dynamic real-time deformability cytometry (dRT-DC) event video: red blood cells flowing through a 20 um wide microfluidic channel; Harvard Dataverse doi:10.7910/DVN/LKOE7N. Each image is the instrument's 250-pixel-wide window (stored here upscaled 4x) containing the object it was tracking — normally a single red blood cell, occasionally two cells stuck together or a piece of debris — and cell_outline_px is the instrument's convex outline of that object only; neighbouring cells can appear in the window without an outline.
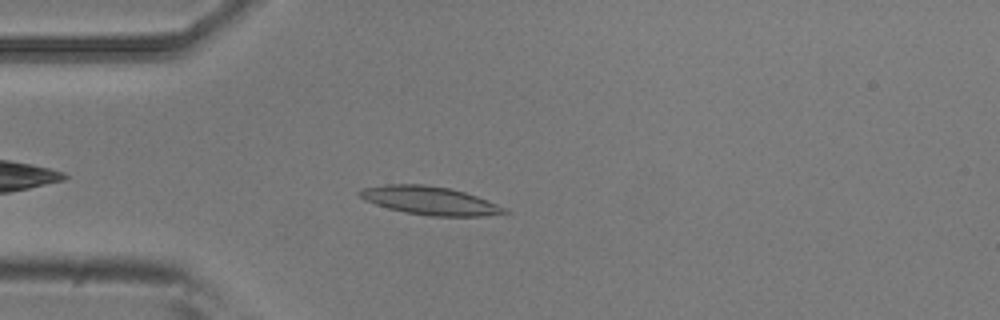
{"species": "common noctule bat (a hibernating species)", "species_latin": "Nyctalus noctula", "temperature_condition": "room temperature", "stored_images_in_passage": 2, "camera_frame_rate_fps": 3000, "um_per_image_px": 0.085, "animal": {"sex": "male", "body_mass_g": 20.5, "forearm_length_mm": 52.5}, "frame": {"image": 1, "passage_image": 1, "time_ms": 0.0, "image_size_px": [1000, 320], "cell_outline_px": [[512, 212], [484, 216], [428, 216], [404, 212], [388, 208], [364, 200], [356, 192], [364, 188], [384, 184], [424, 184], [448, 188], [464, 192], [476, 196], [496, 204]], "centroid_in_image_um": [36.51, 17.05], "position_along_channel_um": 48.5, "area_um2": 23.76}}